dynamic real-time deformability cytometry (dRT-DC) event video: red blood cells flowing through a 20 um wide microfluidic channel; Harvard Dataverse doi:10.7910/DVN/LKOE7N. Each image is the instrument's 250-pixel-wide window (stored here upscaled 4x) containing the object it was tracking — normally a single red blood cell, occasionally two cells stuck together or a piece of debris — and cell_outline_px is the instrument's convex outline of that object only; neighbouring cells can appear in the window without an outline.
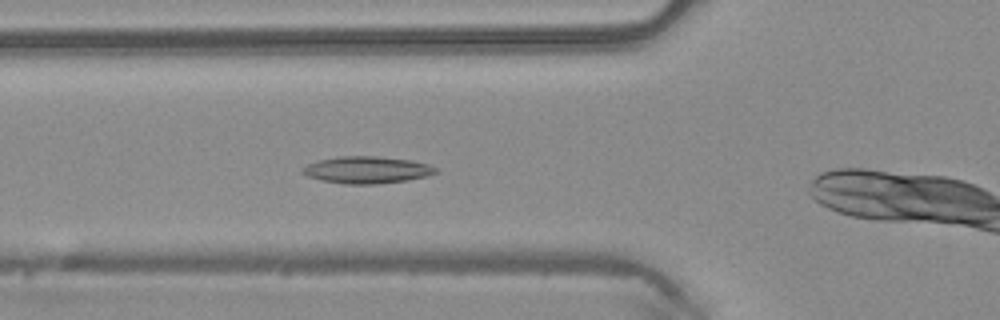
{"species": "common noctule bat (a hibernating species)", "species_latin": "Nyctalus noctula", "temperature_condition": "warm", "stored_images_in_passage": 31, "camera_frame_rate_fps": 3000, "um_per_image_px": 0.085, "animal": {"sex": "male", "body_mass_g": 20.4}, "frame": {"image": 1, "passage_image": 4, "time_ms": 1.0, "image_size_px": [1000, 320], "cell_outline_px": [[440, 172], [428, 176], [408, 180], [376, 184], [344, 184], [320, 180], [308, 176], [300, 172], [300, 168], [308, 164], [320, 160], [340, 156], [376, 156], [412, 160], [428, 164], [440, 168]], "centroid_in_image_um": [31.23, 14.44], "position_along_channel_um": 94.6, "area_um2": 21.21}}
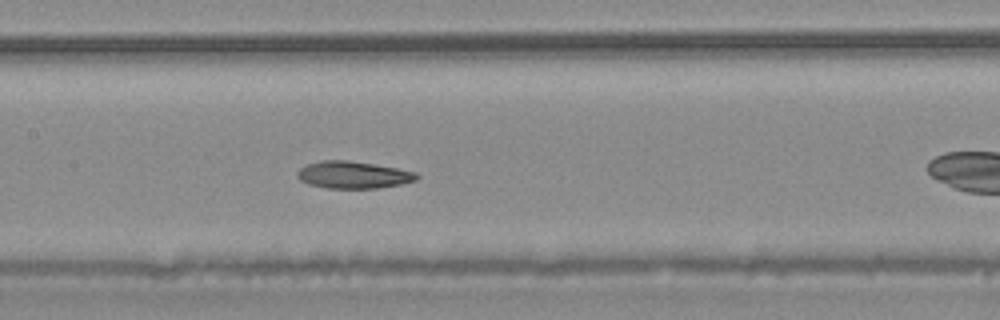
{"frame": {"image": 2, "passage_image": 10, "time_ms": 3.0, "image_size_px": [1000, 320], "cell_outline_px": [[420, 176], [416, 180], [400, 184], [380, 188], [328, 188], [308, 184], [300, 180], [296, 176], [296, 172], [300, 168], [308, 164], [320, 160], [348, 160], [376, 164], [416, 172]], "centroid_in_image_um": [30.01, 14.86], "position_along_channel_um": 177.4, "area_um2": 18.96}}
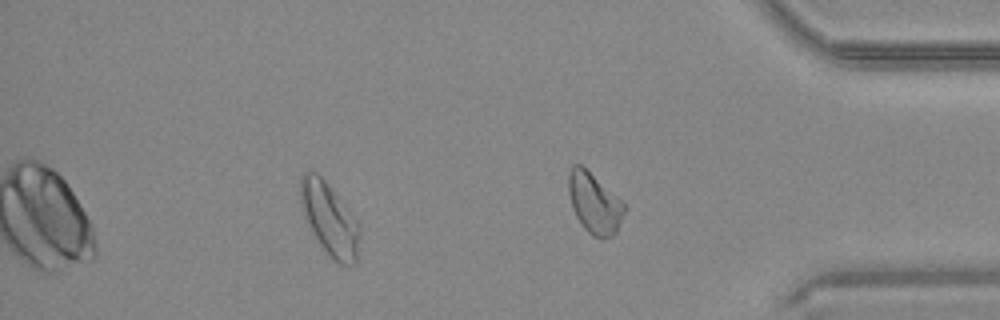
{"frame": {"image": 3, "passage_image": 26, "time_ms": 8.333, "image_size_px": [1000, 320], "cell_outline_px": [[360, 232], [356, 264], [340, 264], [328, 256], [320, 244], [304, 212], [300, 200], [300, 176], [304, 172], [316, 172], [328, 184], [344, 204], [356, 220], [360, 228]], "centroid_in_image_um": [28.02, 18.63], "position_along_channel_um": 407.2, "area_um2": 24.33}, "authors_computed_cell_mechanics": {"area_um2": 18.9584, "velocity_mm_per_s": 4.112, "shape_relaxation_time_tau1_ms": null, "shape_relaxation_time_tau2_ms": 3.5591, "deformation_change_tau1": null, "deformation_change_tau2": 0.0962}}